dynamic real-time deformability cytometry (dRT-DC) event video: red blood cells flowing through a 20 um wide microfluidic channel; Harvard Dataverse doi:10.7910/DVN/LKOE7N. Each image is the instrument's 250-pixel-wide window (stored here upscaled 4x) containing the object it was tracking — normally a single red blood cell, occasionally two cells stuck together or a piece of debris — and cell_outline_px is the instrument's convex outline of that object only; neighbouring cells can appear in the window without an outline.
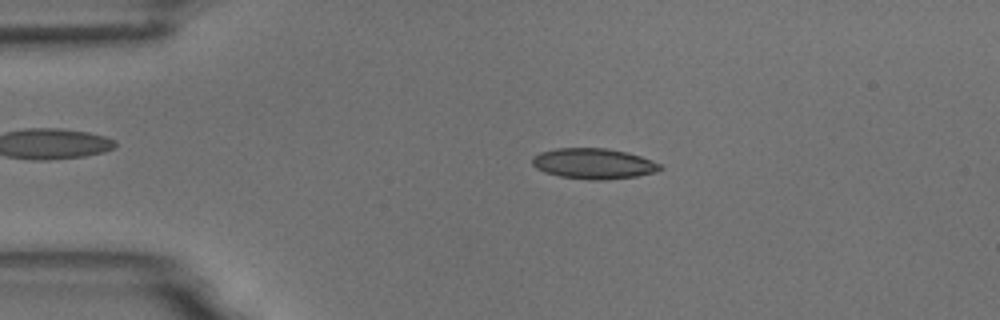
{"species": "common noctule bat (a hibernating species)", "species_latin": "Nyctalus noctula", "temperature_condition": "room temperature", "stored_images_in_passage": 3, "camera_frame_rate_fps": 3000, "um_per_image_px": 0.085, "animal": {"sex": "male", "body_mass_g": 18.8}, "frame": {"image": 1, "passage_image": 2, "time_ms": 1.0, "image_size_px": [1000, 320], "cell_outline_px": [[664, 168], [656, 172], [636, 176], [604, 180], [588, 180], [560, 176], [544, 172], [536, 168], [532, 164], [532, 156], [540, 152], [556, 148], [604, 148], [628, 152], [652, 160], [660, 164]], "centroid_in_image_um": [50.45, 13.91], "position_along_channel_um": 34.6, "area_um2": 22.89}}